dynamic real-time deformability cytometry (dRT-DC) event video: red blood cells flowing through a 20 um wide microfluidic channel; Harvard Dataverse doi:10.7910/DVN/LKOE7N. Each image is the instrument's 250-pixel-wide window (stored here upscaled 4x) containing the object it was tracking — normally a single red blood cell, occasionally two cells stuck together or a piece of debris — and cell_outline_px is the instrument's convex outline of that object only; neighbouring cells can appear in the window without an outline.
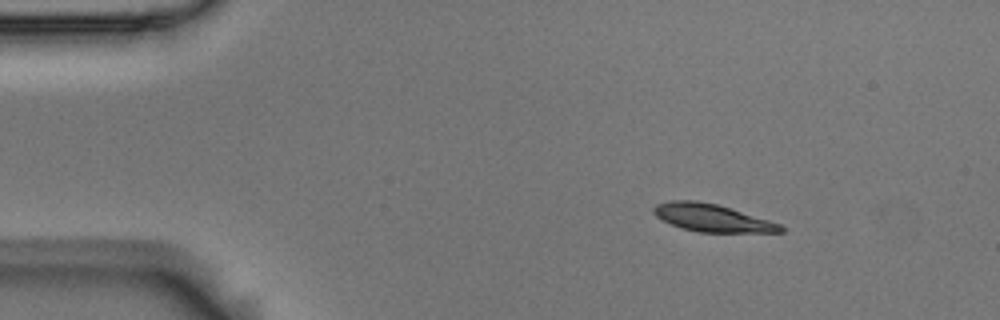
{"species": "Egyptian fruit bat (a non-hibernating species)", "species_latin": "Rousettus aegyptiacus", "temperature_condition": "room temperature", "stored_images_in_passage": 3, "camera_frame_rate_fps": 3000, "um_per_image_px": 0.085, "animal": {"sex": "male"}, "frame": {"image": 1, "passage_image": 1, "time_ms": 0.0, "image_size_px": [1000, 320], "cell_outline_px": [[784, 232], [700, 232], [680, 228], [656, 216], [652, 212], [652, 208], [656, 204], [668, 200], [696, 200], [716, 204], [768, 220], [780, 224], [784, 228]], "centroid_in_image_um": [60.47, 18.51], "position_along_channel_um": 24.5, "area_um2": 20.17}}